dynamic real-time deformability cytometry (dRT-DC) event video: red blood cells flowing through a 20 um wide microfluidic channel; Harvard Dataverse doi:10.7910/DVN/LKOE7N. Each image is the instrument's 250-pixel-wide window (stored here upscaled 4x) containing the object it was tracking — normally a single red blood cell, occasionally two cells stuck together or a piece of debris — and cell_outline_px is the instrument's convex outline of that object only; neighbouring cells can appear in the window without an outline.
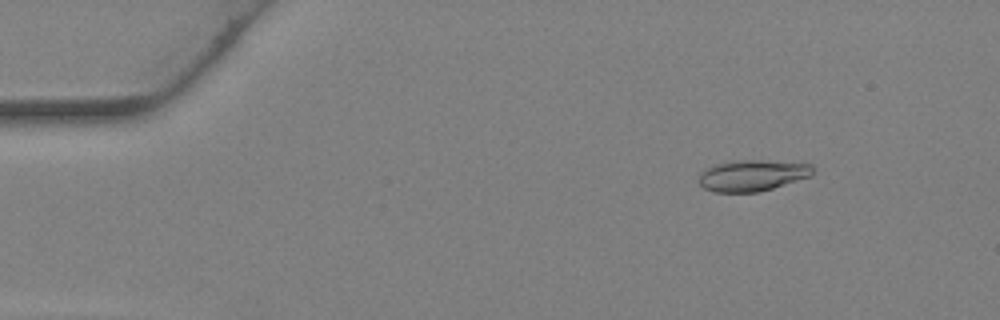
{"species": "Egyptian fruit bat (a non-hibernating species)", "species_latin": "Rousettus aegyptiacus", "temperature_condition": "warm", "stored_images_in_passage": 35, "camera_frame_rate_fps": 3000, "um_per_image_px": 0.085, "animal": {"sex": "female"}, "frame": {"image": 1, "passage_image": 2, "time_ms": 0.333, "image_size_px": [1000, 320], "cell_outline_px": [[812, 176], [760, 192], [712, 192], [704, 188], [700, 184], [700, 172], [704, 168], [716, 164], [744, 160], [760, 160], [812, 164]], "centroid_in_image_um": [63.94, 14.92], "position_along_channel_um": 21.1, "area_um2": 20.63}}
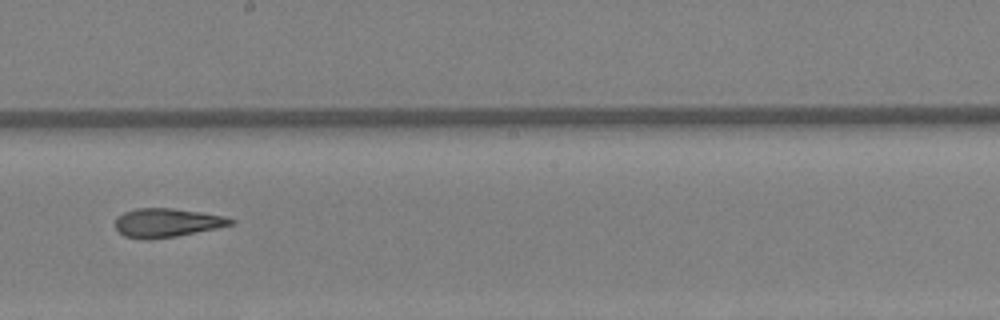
{"frame": {"image": 2, "passage_image": 19, "time_ms": 6.0, "image_size_px": [1000, 320], "cell_outline_px": [[236, 220], [232, 224], [220, 228], [176, 236], [124, 236], [116, 228], [116, 220], [124, 212], [136, 208], [172, 208], [200, 212], [224, 216]], "centroid_in_image_um": [14.28, 18.89], "position_along_channel_um": 233.9, "area_um2": 18.55}}
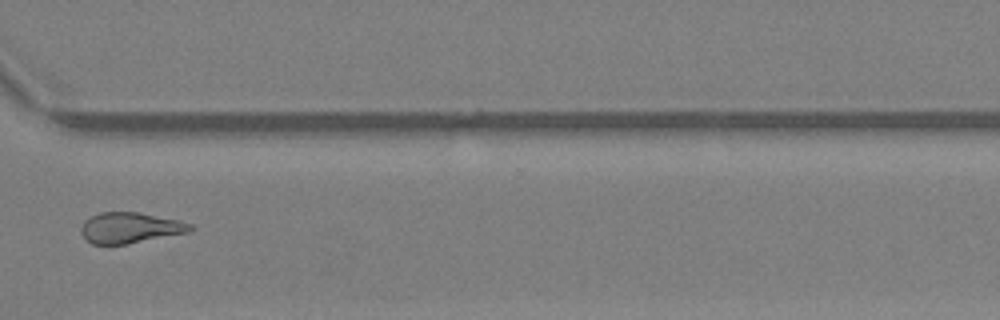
{"frame": {"image": 3, "passage_image": 26, "time_ms": 8.333, "image_size_px": [1000, 320], "cell_outline_px": [[196, 228], [188, 232], [124, 244], [92, 244], [84, 240], [80, 232], [80, 228], [84, 220], [100, 212], [140, 212], [180, 220], [192, 224]], "centroid_in_image_um": [11.04, 19.35], "position_along_channel_um": 359.6, "area_um2": 19.65}}